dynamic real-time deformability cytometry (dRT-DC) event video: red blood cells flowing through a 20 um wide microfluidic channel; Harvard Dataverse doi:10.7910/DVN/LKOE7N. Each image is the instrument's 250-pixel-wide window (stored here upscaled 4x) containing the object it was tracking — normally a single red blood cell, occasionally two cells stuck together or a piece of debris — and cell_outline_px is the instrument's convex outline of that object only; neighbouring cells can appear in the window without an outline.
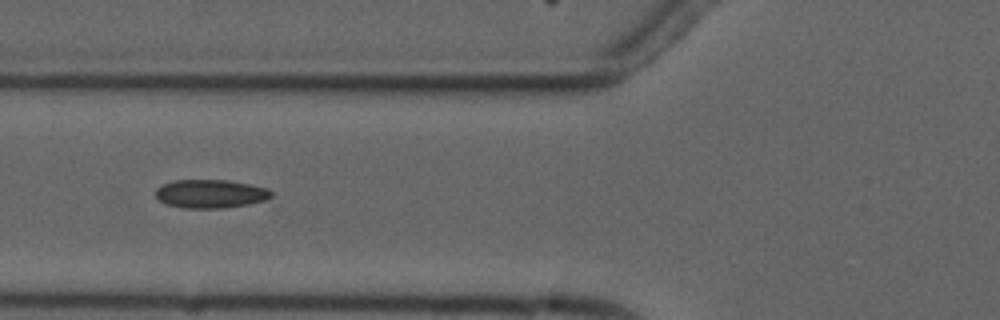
{"species": "common noctule bat (a hibernating species)", "species_latin": "Nyctalus noctula", "temperature_condition": "cold", "stored_images_in_passage": 9, "camera_frame_rate_fps": 3000, "um_per_image_px": 0.085, "animal": {"sex": "male", "forearm_length_mm": 52.5}, "frame": {"image": 1, "passage_image": 7, "time_ms": 8.0, "image_size_px": [1000, 320], "cell_outline_px": [[272, 196], [264, 200], [248, 204], [224, 208], [184, 208], [168, 204], [160, 200], [156, 196], [156, 188], [172, 180], [228, 180], [268, 188], [272, 192]], "centroid_in_image_um": [17.9, 16.47], "position_along_channel_um": 107.9, "area_um2": 19.07}}
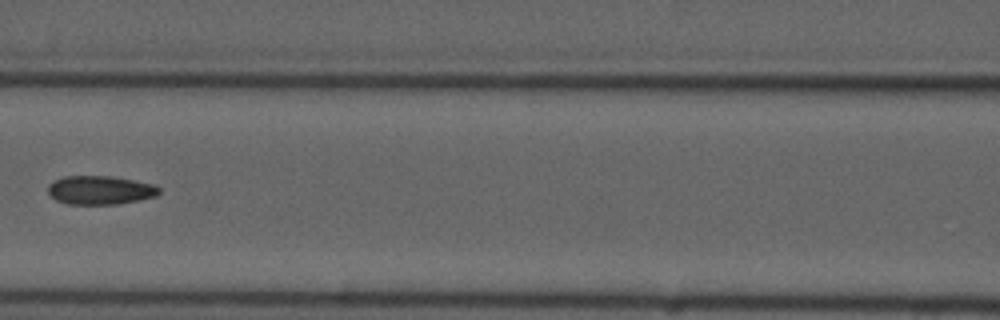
{"frame": {"image": 2, "passage_image": 8, "time_ms": 9.333, "image_size_px": [1000, 320], "cell_outline_px": [[160, 192], [156, 196], [140, 200], [116, 204], [68, 204], [56, 200], [48, 192], [48, 184], [64, 176], [112, 176], [152, 184], [160, 188]], "centroid_in_image_um": [8.51, 16.16], "position_along_channel_um": 158.1, "area_um2": 18.5}}
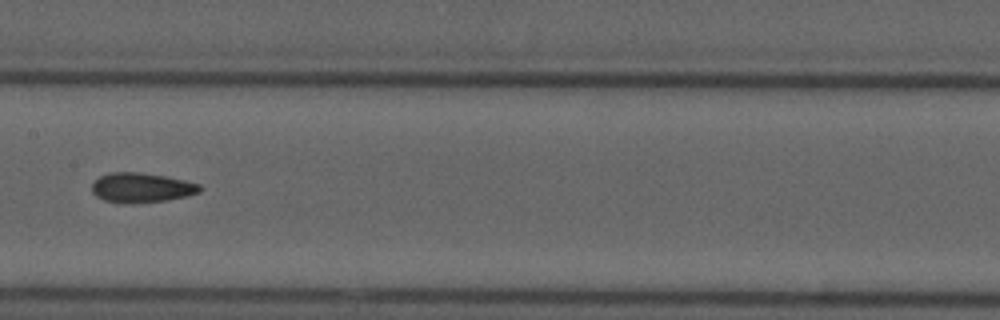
{"frame": {"image": 3, "passage_image": 9, "time_ms": 10.333, "image_size_px": [1000, 320], "cell_outline_px": [[204, 188], [200, 192], [188, 196], [168, 200], [132, 204], [124, 204], [104, 200], [96, 196], [92, 192], [92, 184], [100, 176], [108, 172], [140, 172], [164, 176], [184, 180], [200, 184]], "centroid_in_image_um": [12.04, 15.96], "position_along_channel_um": 195.4, "area_um2": 18.96}}